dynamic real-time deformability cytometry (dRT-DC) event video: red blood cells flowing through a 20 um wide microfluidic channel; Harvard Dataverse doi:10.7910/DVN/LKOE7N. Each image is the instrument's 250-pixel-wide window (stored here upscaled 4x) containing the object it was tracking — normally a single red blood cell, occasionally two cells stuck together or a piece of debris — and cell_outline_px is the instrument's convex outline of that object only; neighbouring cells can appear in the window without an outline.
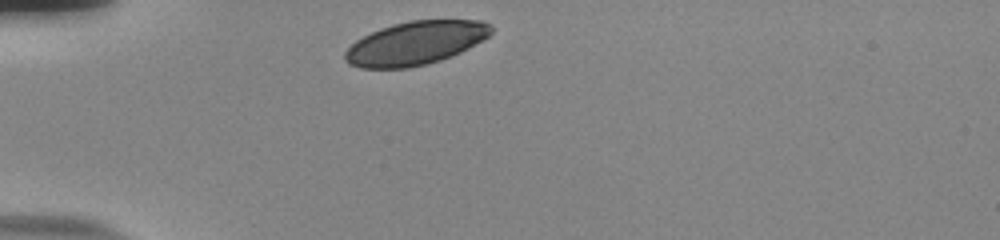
{"species": "human", "species_latin": "Homo sapiens", "temperature_condition": "room temperature", "stored_images_in_passage": 32, "camera_frame_rate_fps": 3000, "um_per_image_px": 0.085, "donor": {"sex": "male"}, "frame": {"image": 1, "passage_image": 1, "time_ms": 0.0, "image_size_px": [1000, 240], "cell_outline_px": [[492, 32], [488, 36], [468, 48], [460, 52], [440, 60], [428, 64], [408, 68], [360, 68], [348, 64], [344, 60], [344, 52], [356, 40], [380, 28], [392, 24], [412, 20], [480, 20], [492, 24]], "centroid_in_image_um": [35.3, 3.66], "position_along_channel_um": 49.7, "area_um2": 36.99}}
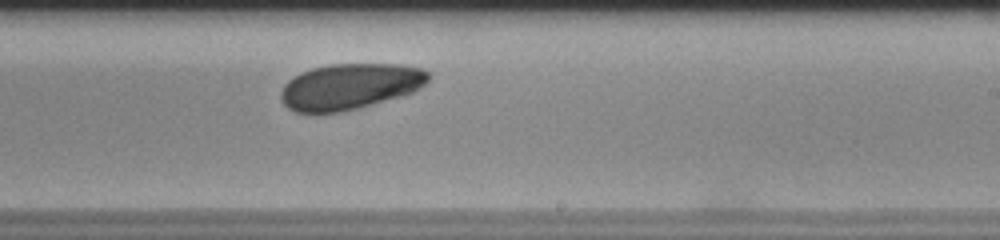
{"frame": {"image": 2, "passage_image": 20, "time_ms": 6.333, "image_size_px": [1000, 240], "cell_outline_px": [[428, 80], [420, 88], [412, 92], [400, 96], [360, 108], [340, 112], [296, 112], [288, 108], [284, 104], [280, 96], [280, 92], [284, 84], [288, 80], [300, 72], [312, 68], [328, 64], [400, 64], [424, 68], [428, 72]], "centroid_in_image_um": [29.73, 7.34], "position_along_channel_um": 259.3, "area_um2": 39.54}}
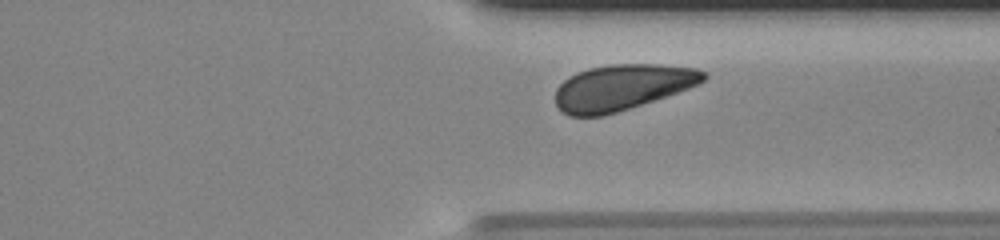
{"frame": {"image": 3, "passage_image": 28, "time_ms": 9.0, "image_size_px": [1000, 240], "cell_outline_px": [[708, 76], [704, 80], [688, 88], [616, 112], [600, 116], [568, 116], [560, 112], [556, 104], [556, 88], [568, 76], [576, 72], [588, 68], [608, 64], [660, 64], [696, 68], [704, 72]], "centroid_in_image_um": [52.81, 7.41], "position_along_channel_um": 358.6, "area_um2": 39.3}, "authors_computed_cell_mechanics": {"area_um2": 39.7953, "velocity_mm_per_s": 3.7001, "shape_relaxation_time_tau1_ms": 2.3556, "shape_relaxation_time_tau2_ms": null, "deformation_change_tau1": 0.0575, "deformation_change_tau2": null}}